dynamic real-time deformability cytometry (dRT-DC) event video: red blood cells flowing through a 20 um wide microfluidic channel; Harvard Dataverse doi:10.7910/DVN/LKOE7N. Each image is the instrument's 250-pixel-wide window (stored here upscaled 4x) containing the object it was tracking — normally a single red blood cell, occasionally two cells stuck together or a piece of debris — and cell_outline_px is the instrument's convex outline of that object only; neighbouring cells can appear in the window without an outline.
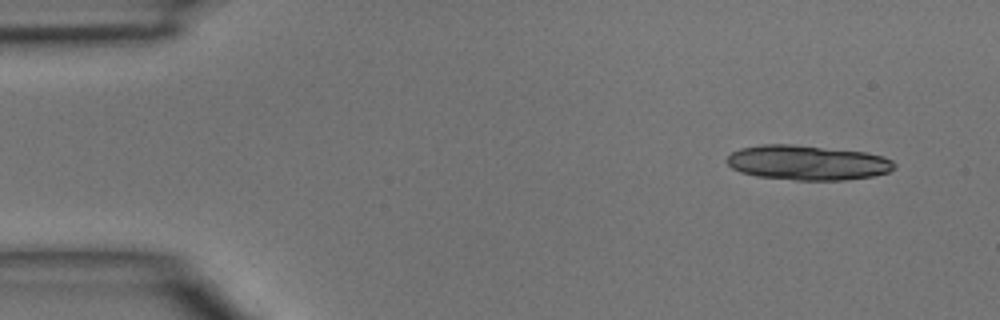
{"species": "common noctule bat (a hibernating species)", "species_latin": "Nyctalus noctula", "temperature_condition": "room temperature", "stored_images_in_passage": 7, "camera_frame_rate_fps": 3000, "um_per_image_px": 0.085, "animal": {"sex": "male", "body_mass_g": 15.6}, "frame": {"image": 1, "passage_image": 1, "time_ms": 0.0, "image_size_px": [1000, 320], "cell_outline_px": [[896, 168], [888, 172], [872, 176], [844, 180], [796, 180], [756, 176], [740, 172], [732, 168], [724, 160], [732, 152], [740, 148], [760, 144], [792, 144], [864, 152], [884, 156], [892, 160], [896, 164]], "centroid_in_image_um": [68.62, 13.82], "position_along_channel_um": 16.4, "area_um2": 34.1}}